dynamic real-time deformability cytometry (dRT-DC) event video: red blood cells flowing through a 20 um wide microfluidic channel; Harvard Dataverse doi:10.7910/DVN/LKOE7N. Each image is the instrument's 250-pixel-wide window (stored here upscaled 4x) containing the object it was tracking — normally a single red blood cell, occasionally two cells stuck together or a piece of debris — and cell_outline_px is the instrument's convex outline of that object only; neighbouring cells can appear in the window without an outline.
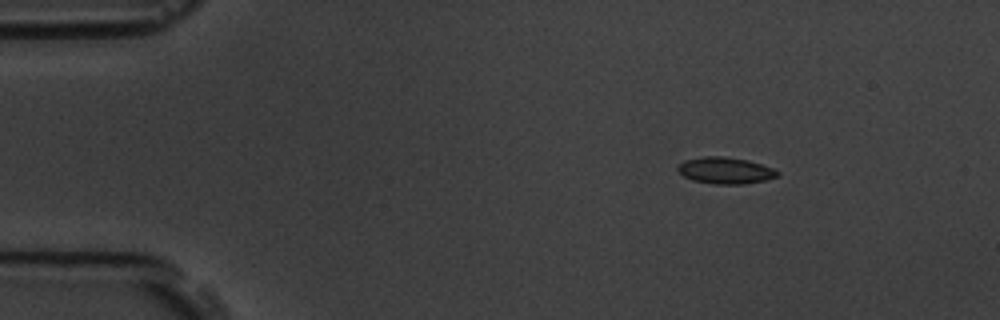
{"species": "common noctule bat (a hibernating species)", "species_latin": "Nyctalus noctula", "temperature_condition": "room temperature", "stored_images_in_passage": 3, "camera_frame_rate_fps": 3000, "um_per_image_px": 0.085, "animal": {"sex": "male", "body_mass_g": 19.5, "forearm_length_mm": 54.6}, "frame": {"image": 1, "passage_image": 1, "time_ms": 0.0, "image_size_px": [1000, 320], "cell_outline_px": [[780, 176], [764, 180], [744, 184], [716, 184], [692, 180], [684, 176], [676, 168], [684, 160], [704, 156], [724, 156], [748, 160], [772, 168], [780, 172]], "centroid_in_image_um": [61.66, 14.49], "position_along_channel_um": 23.3, "area_um2": 15.37}}
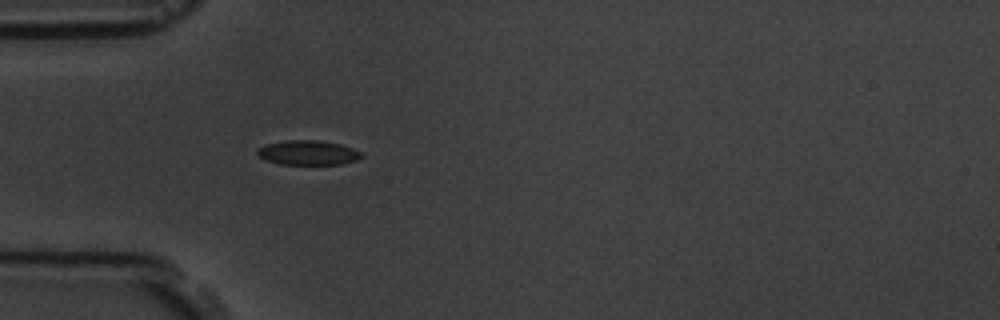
{"frame": {"image": 2, "passage_image": 3, "time_ms": 3.0, "image_size_px": [1000, 320], "cell_outline_px": [[364, 156], [356, 160], [344, 164], [280, 164], [268, 160], [260, 156], [256, 152], [260, 148], [268, 144], [284, 140], [320, 140], [340, 144], [352, 148], [360, 152]], "centroid_in_image_um": [26.23, 12.97], "position_along_channel_um": 58.8, "area_um2": 14.74}}